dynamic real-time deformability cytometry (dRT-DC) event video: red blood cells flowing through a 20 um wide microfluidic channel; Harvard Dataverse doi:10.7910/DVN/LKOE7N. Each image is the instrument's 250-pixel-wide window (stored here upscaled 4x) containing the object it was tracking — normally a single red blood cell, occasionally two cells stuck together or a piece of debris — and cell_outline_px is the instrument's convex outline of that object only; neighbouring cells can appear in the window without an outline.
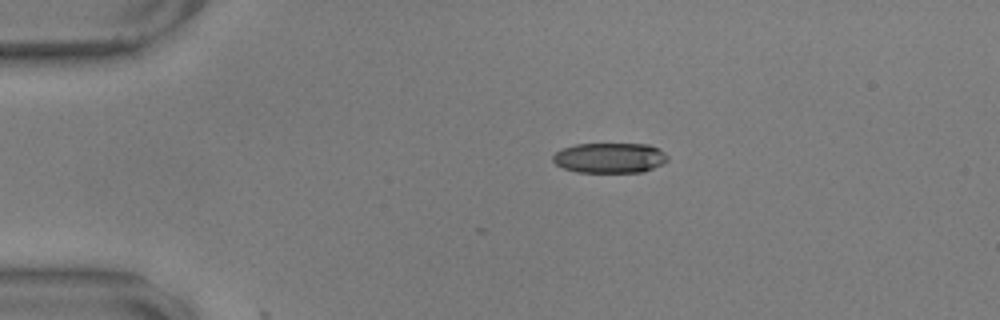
{"species": "common noctule bat (a hibernating species)", "species_latin": "Nyctalus noctula", "temperature_condition": "warm", "stored_images_in_passage": 3, "camera_frame_rate_fps": 3000, "um_per_image_px": 0.085, "animal": {"sex": "male", "body_mass_g": 17.9, "forearm_length_mm": 54.2}, "frame": {"image": 1, "passage_image": 1, "time_ms": 0.0, "image_size_px": [1000, 320], "cell_outline_px": [[668, 160], [644, 172], [576, 172], [564, 168], [556, 164], [552, 160], [552, 156], [556, 152], [564, 148], [576, 144], [648, 144], [660, 148], [668, 156]], "centroid_in_image_um": [51.84, 13.41], "position_along_channel_um": 33.2, "area_um2": 20.17}}